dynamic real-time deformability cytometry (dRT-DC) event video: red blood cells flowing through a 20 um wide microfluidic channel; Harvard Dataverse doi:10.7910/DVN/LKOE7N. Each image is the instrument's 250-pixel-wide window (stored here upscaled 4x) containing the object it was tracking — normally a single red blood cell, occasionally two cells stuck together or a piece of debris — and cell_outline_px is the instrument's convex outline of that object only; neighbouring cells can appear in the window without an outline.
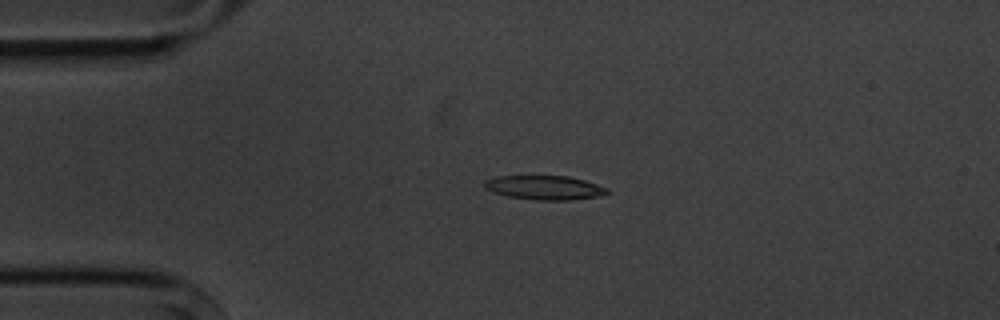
{"species": "common noctule bat (a hibernating species)", "species_latin": "Nyctalus noctula", "temperature_condition": "cold", "stored_images_in_passage": 5, "camera_frame_rate_fps": 3000, "um_per_image_px": 0.085, "animal": {"sex": "male", "body_mass_g": 20.1, "forearm_length_mm": 53.5}, "frame": {"image": 1, "passage_image": 4, "time_ms": 3.333, "image_size_px": [1000, 320], "cell_outline_px": [[612, 192], [604, 196], [572, 200], [536, 200], [508, 196], [492, 192], [484, 188], [484, 180], [496, 176], [568, 176], [584, 180], [608, 188]], "centroid_in_image_um": [46.33, 15.95], "position_along_channel_um": 38.7, "area_um2": 17.51}}